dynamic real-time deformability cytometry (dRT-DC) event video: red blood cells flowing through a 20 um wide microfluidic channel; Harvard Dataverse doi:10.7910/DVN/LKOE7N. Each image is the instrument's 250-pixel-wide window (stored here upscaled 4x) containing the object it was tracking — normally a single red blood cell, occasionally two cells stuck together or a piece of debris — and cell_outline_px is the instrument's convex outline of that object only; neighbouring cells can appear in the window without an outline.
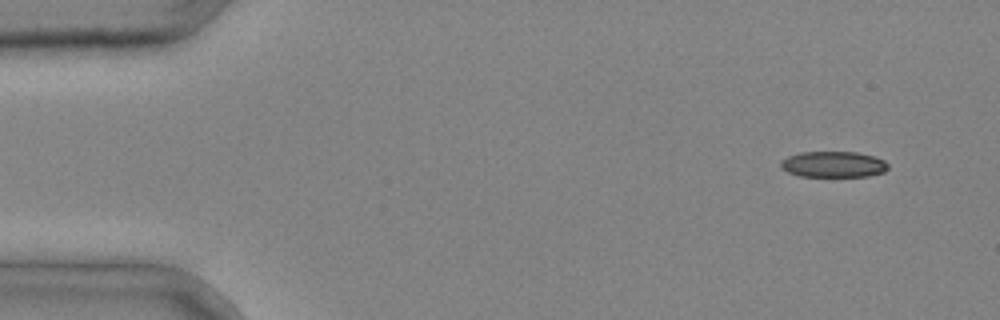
{"species": "common noctule bat (a hibernating species)", "species_latin": "Nyctalus noctula", "temperature_condition": "cold", "stored_images_in_passage": 3, "camera_frame_rate_fps": 3000, "um_per_image_px": 0.085, "animal": {"sex": "male", "body_mass_g": 20.4}, "frame": {"image": 1, "passage_image": 1, "time_ms": 0.0, "image_size_px": [1000, 320], "cell_outline_px": [[888, 168], [884, 172], [868, 176], [800, 176], [788, 172], [780, 168], [780, 160], [788, 156], [800, 152], [856, 152], [872, 156], [884, 160], [888, 164]], "centroid_in_image_um": [70.81, 13.97], "position_along_channel_um": 14.2, "area_um2": 16.24}}
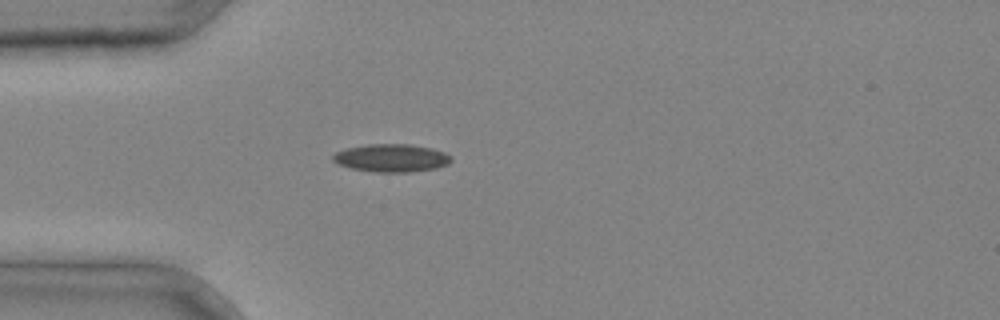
{"frame": {"image": 2, "passage_image": 3, "time_ms": 0.667, "image_size_px": [1000, 320], "cell_outline_px": [[452, 160], [448, 164], [436, 168], [408, 172], [376, 172], [352, 168], [336, 164], [332, 160], [332, 156], [336, 152], [344, 148], [368, 144], [408, 144], [432, 148], [444, 152], [452, 156]], "centroid_in_image_um": [33.26, 13.42], "position_along_channel_um": 51.7, "area_um2": 19.31}}